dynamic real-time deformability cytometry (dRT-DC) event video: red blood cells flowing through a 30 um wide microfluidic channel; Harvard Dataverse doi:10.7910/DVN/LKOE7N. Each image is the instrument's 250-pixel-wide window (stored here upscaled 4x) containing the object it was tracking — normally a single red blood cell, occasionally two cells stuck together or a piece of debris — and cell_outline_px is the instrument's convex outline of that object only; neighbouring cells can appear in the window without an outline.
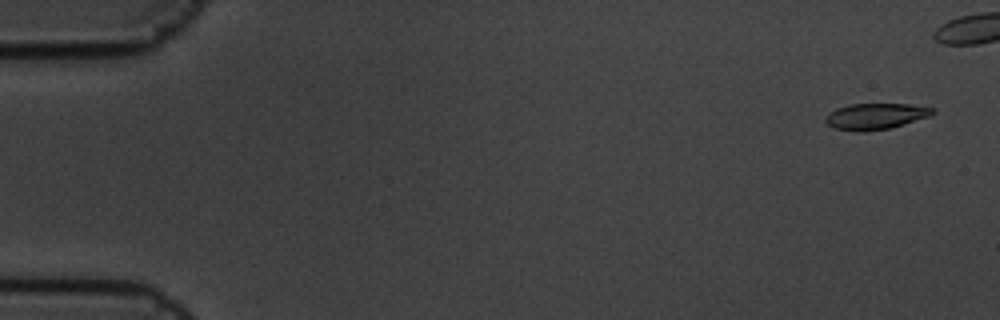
{"species": "common noctule bat (a hibernating species)", "species_latin": "Nyctalus noctula", "temperature_condition": "cold", "stored_images_in_passage": 6, "camera_frame_rate_fps": 3000, "um_per_image_px": 0.085, "animal": {"sex": "male", "body_mass_g": 19.5, "forearm_length_mm": 54.6}, "frame": {"image": 1, "passage_image": 1, "time_ms": 0.0, "image_size_px": [1000, 320], "cell_outline_px": [[936, 112], [928, 116], [892, 128], [864, 132], [860, 132], [832, 128], [824, 120], [824, 116], [828, 112], [836, 108], [848, 104], [908, 104], [932, 108]], "centroid_in_image_um": [74.34, 9.89], "position_along_channel_um": 10.7, "area_um2": 16.42}}
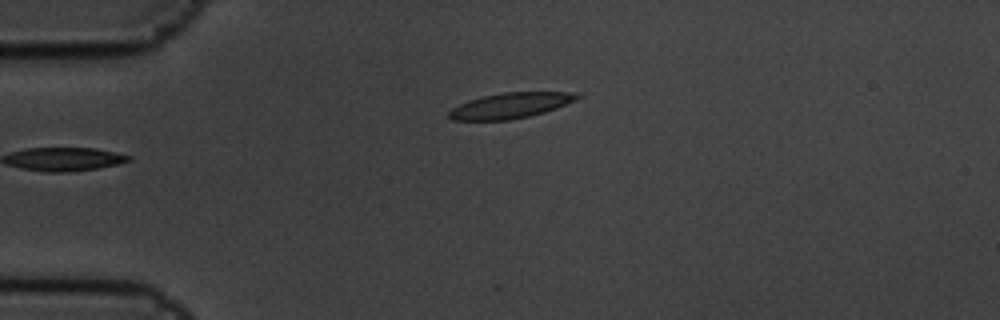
{"frame": {"image": 2, "passage_image": 6, "time_ms": 1.667, "image_size_px": [1000, 320], "cell_outline_px": [[584, 96], [576, 100], [556, 108], [544, 112], [528, 116], [508, 120], [452, 120], [448, 116], [448, 112], [452, 108], [468, 100], [480, 96], [504, 92], [580, 92]], "centroid_in_image_um": [43.42, 8.95], "position_along_channel_um": 41.6, "area_um2": 19.19}}